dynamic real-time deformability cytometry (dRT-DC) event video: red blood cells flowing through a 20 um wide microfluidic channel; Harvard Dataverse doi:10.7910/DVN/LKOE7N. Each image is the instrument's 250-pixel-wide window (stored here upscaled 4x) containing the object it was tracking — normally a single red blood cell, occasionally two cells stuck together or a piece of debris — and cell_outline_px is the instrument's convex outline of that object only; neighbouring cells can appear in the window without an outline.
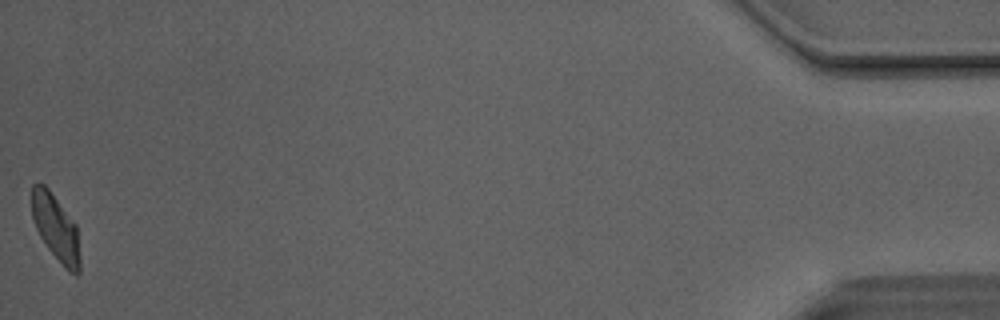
{"species": "Egyptian fruit bat (a non-hibernating species)", "species_latin": "Rousettus aegyptiacus", "temperature_condition": "room temperature", "stored_images_in_passage": 35, "camera_frame_rate_fps": 3000, "um_per_image_px": 0.085, "animal": {"sex": "male"}, "frame": {"image": 1, "passage_image": 35, "time_ms": 11.333, "image_size_px": [1000, 320], "cell_outline_px": [[80, 272], [76, 276], [68, 272], [64, 268], [48, 248], [40, 236], [36, 228], [32, 216], [32, 184], [44, 184], [48, 188], [76, 224], [80, 256]], "centroid_in_image_um": [4.76, 19.41], "position_along_channel_um": 430.4, "area_um2": 18.55}, "authors_computed_cell_mechanics": {"area_um2": 19.4208, "velocity_mm_per_s": 4.089, "shape_relaxation_time_tau1_ms": 3.939, "shape_relaxation_time_tau2_ms": 3.1968, "deformation_change_tau1": 0.1401, "deformation_change_tau2": 0.1}}